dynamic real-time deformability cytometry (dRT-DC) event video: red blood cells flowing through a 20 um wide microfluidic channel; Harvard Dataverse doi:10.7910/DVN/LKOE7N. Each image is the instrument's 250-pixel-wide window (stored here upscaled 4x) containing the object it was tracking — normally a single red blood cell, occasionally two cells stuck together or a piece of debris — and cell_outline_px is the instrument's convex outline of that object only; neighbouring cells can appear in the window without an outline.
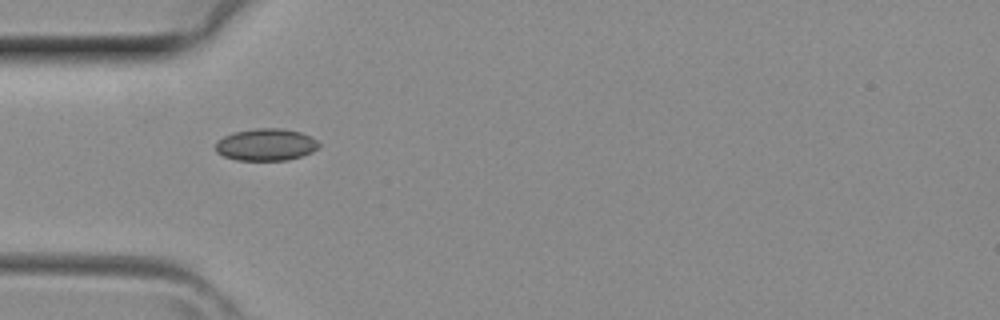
{"species": "common noctule bat (a hibernating species)", "species_latin": "Nyctalus noctula", "temperature_condition": "room temperature", "stored_images_in_passage": 4, "camera_frame_rate_fps": 3000, "um_per_image_px": 0.085, "animal": {"sex": "female", "body_mass_g": 29.2, "forearm_length_mm": 56.3}, "frame": {"image": 1, "passage_image": 3, "time_ms": 0.667, "image_size_px": [1000, 320], "cell_outline_px": [[320, 144], [312, 152], [288, 160], [236, 160], [224, 156], [216, 152], [216, 144], [224, 136], [236, 132], [256, 128], [280, 128], [300, 132], [312, 136]], "centroid_in_image_um": [22.63, 12.3], "position_along_channel_um": 62.4, "area_um2": 19.13}}
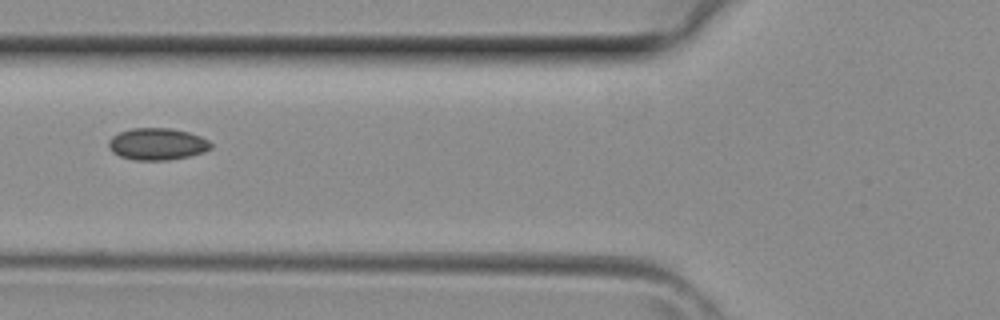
{"frame": {"image": 2, "passage_image": 4, "time_ms": 1.0, "image_size_px": [1000, 320], "cell_outline_px": [[212, 148], [204, 152], [188, 156], [168, 160], [136, 160], [120, 156], [112, 152], [108, 148], [108, 140], [112, 136], [120, 132], [132, 128], [172, 128], [188, 132], [200, 136], [208, 140], [212, 144]], "centroid_in_image_um": [13.36, 12.24], "position_along_channel_um": 112.4, "area_um2": 19.07}}